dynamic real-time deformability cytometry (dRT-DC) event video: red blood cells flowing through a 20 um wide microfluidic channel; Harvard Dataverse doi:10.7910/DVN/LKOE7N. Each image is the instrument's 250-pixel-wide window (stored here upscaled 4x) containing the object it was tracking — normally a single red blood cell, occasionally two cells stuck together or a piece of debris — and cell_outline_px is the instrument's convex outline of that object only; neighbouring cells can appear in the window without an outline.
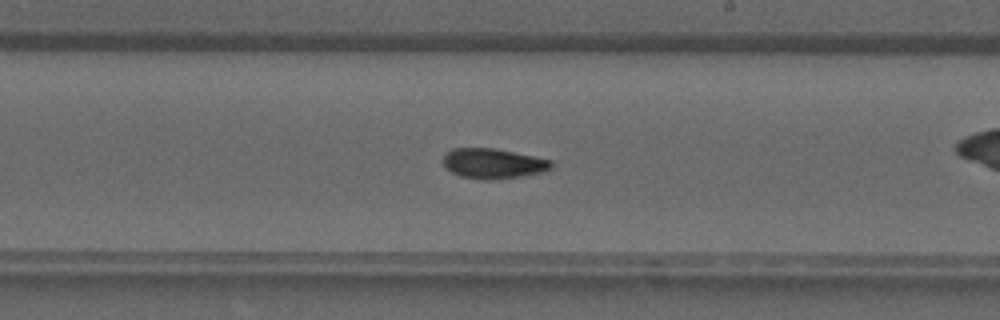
{"species": "common noctule bat (a hibernating species)", "species_latin": "Nyctalus noctula", "temperature_condition": "warm", "stored_images_in_passage": 40, "camera_frame_rate_fps": 3000, "um_per_image_px": 0.085, "animal": {"sex": "male", "forearm_length_mm": 52.5}, "frame": {"image": 1, "passage_image": 23, "time_ms": 7.333, "image_size_px": [1000, 320], "cell_outline_px": [[552, 168], [544, 172], [520, 176], [492, 180], [484, 180], [460, 176], [444, 168], [444, 156], [452, 148], [496, 148], [552, 160]], "centroid_in_image_um": [41.92, 13.9], "position_along_channel_um": 247.1, "area_um2": 19.02}}